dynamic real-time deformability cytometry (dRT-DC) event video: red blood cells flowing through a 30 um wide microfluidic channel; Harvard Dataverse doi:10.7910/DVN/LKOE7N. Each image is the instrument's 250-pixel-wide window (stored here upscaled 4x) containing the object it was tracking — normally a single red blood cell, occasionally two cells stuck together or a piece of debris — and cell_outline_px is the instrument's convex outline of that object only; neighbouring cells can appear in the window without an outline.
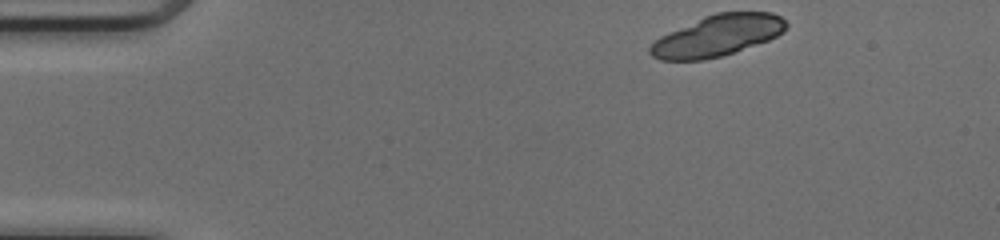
{"species": "common noctule bat (a hibernating species)", "species_latin": "Nyctalus noctula", "temperature_condition": "cold", "stored_images_in_passage": 9, "camera_frame_rate_fps": 3000, "um_per_image_px": 0.085, "animal": {"sex": "female", "body_mass_g": 17.0, "forearm_length_mm": 48.0}, "frame": {"image": 1, "passage_image": 1, "time_ms": 0.0, "image_size_px": [1000, 240], "cell_outline_px": [[788, 24], [784, 32], [768, 40], [720, 56], [704, 60], [660, 60], [652, 56], [648, 52], [648, 48], [660, 36], [704, 16], [716, 12], [772, 12], [780, 16]], "centroid_in_image_um": [60.98, 3.02], "position_along_channel_um": 24.0, "area_um2": 32.37}}